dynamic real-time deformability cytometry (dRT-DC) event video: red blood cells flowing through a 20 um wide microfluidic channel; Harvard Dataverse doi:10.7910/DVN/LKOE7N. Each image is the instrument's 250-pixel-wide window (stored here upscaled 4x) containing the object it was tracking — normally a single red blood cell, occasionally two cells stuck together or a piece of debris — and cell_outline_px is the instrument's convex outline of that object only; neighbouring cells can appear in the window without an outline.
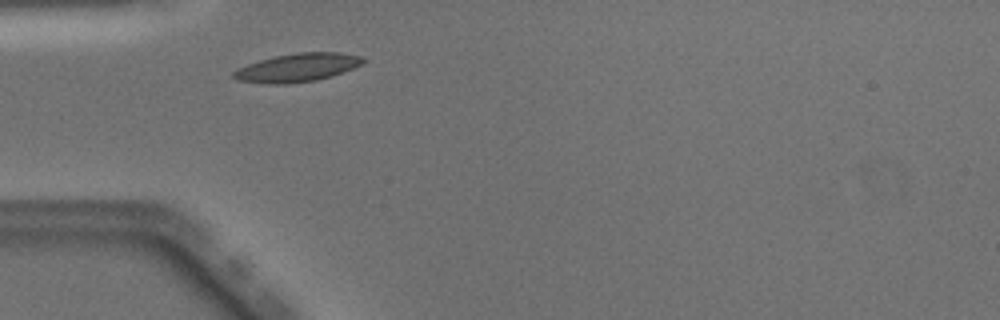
{"species": "Egyptian fruit bat (a non-hibernating species)", "species_latin": "Rousettus aegyptiacus", "temperature_condition": "warm", "stored_images_in_passage": 22, "camera_frame_rate_fps": 3000, "um_per_image_px": 0.085, "animal": {"sex": "male"}, "frame": {"image": 1, "passage_image": 1, "time_ms": 0.0, "image_size_px": [1000, 320], "cell_outline_px": [[364, 60], [360, 64], [352, 68], [332, 76], [316, 80], [284, 84], [264, 84], [236, 80], [232, 76], [232, 72], [248, 64], [260, 60], [276, 56], [300, 52], [340, 52], [364, 56]], "centroid_in_image_um": [25.27, 5.75], "position_along_channel_um": 59.7, "area_um2": 21.27}}